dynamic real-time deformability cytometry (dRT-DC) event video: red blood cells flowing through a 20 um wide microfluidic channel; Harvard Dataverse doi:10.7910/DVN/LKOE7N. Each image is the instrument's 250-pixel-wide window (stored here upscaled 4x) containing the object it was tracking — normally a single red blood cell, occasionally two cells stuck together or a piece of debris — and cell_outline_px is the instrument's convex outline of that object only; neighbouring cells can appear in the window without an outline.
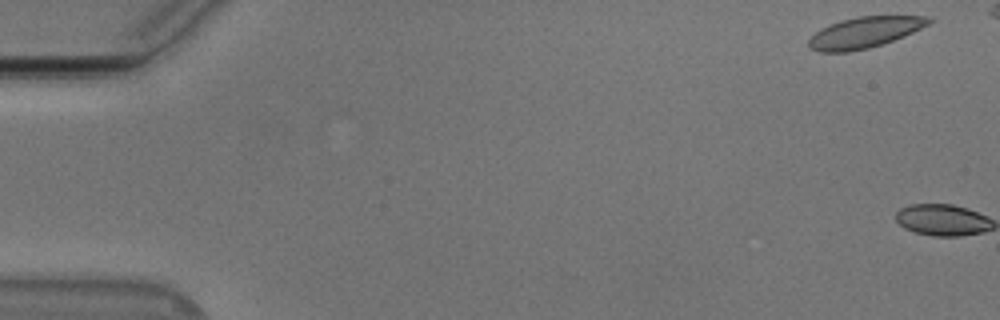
{"species": "Egyptian fruit bat (a non-hibernating species)", "species_latin": "Rousettus aegyptiacus", "temperature_condition": "cold", "stored_images_in_passage": 3, "camera_frame_rate_fps": 3000, "um_per_image_px": 0.085, "animal": {"sex": "male"}, "frame": {"image": 1, "passage_image": 2, "time_ms": 0.333, "image_size_px": [1000, 320], "cell_outline_px": [[936, 20], [904, 36], [868, 48], [848, 52], [820, 52], [808, 48], [808, 40], [820, 28], [828, 24], [840, 20], [856, 16], [932, 16]], "centroid_in_image_um": [73.47, 2.74], "position_along_channel_um": 11.5, "area_um2": 21.73}}